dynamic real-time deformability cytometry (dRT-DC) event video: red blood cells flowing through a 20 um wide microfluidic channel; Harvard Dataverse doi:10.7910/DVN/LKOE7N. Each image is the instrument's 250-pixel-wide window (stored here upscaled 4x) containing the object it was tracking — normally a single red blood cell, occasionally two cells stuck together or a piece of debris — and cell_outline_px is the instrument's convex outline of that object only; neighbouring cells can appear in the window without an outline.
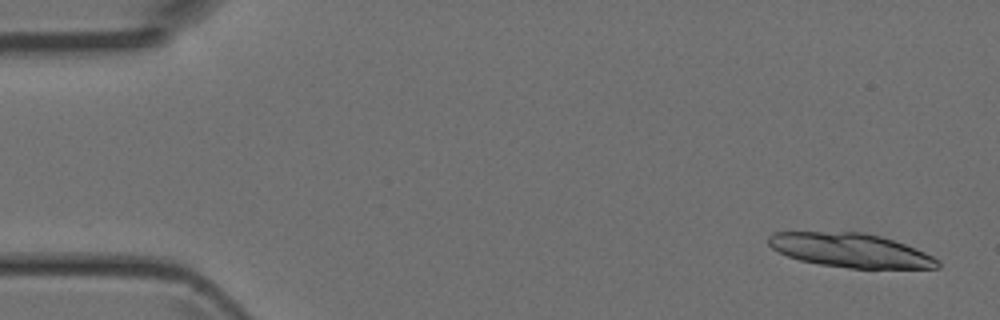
{"species": "Egyptian fruit bat (a non-hibernating species)", "species_latin": "Rousettus aegyptiacus", "temperature_condition": "room temperature", "stored_images_in_passage": 6, "segment_of_instrument_passage": [1, 2], "camera_frame_rate_fps": 3000, "um_per_image_px": 0.085, "animal": {"sex": "female"}, "frame": {"image": 1, "passage_image": 1, "time_ms": 0.0, "image_size_px": [1000, 320], "cell_outline_px": [[940, 268], [848, 268], [820, 264], [800, 260], [788, 256], [772, 248], [768, 244], [768, 236], [772, 232], [864, 232], [880, 236], [904, 244], [924, 252], [940, 260]], "centroid_in_image_um": [72.28, 21.27], "position_along_channel_um": 12.7, "area_um2": 33.35}}